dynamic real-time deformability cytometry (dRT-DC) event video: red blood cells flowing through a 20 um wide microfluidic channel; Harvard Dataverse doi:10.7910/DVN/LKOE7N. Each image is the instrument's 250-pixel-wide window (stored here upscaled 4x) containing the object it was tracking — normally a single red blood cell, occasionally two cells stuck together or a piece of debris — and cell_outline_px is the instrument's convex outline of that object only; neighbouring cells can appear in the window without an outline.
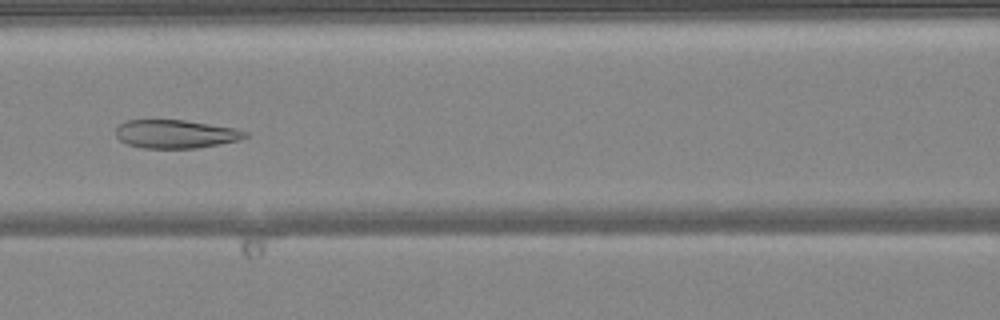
{"species": "common noctule bat (a hibernating species)", "species_latin": "Nyctalus noctula", "temperature_condition": "warm", "stored_images_in_passage": 48, "camera_frame_rate_fps": 3000, "um_per_image_px": 0.085, "animal": {"sex": "female", "body_mass_g": 24.6, "forearm_length_mm": 56.2}, "frame": {"image": 1, "passage_image": 21, "time_ms": 6.667, "image_size_px": [1000, 320], "cell_outline_px": [[248, 136], [240, 140], [220, 144], [196, 148], [144, 148], [128, 144], [120, 140], [116, 136], [116, 128], [120, 124], [128, 120], [184, 120], [232, 128], [248, 132]], "centroid_in_image_um": [14.93, 11.39], "position_along_channel_um": 151.7, "area_um2": 21.21}}
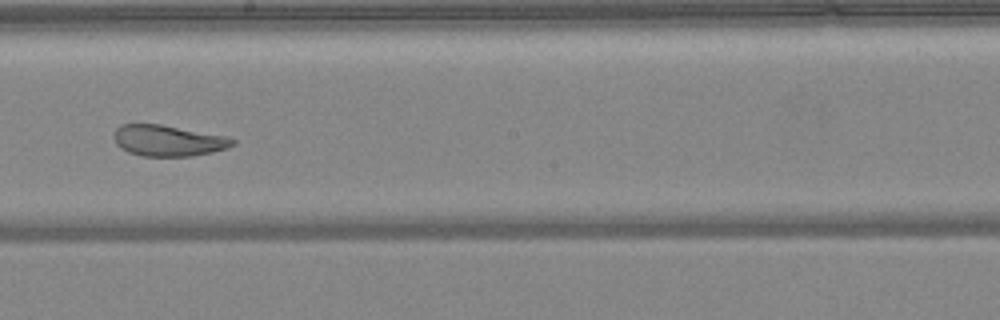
{"frame": {"image": 2, "passage_image": 27, "time_ms": 8.667, "image_size_px": [1000, 320], "cell_outline_px": [[236, 144], [228, 148], [212, 152], [192, 156], [144, 156], [128, 152], [120, 148], [116, 144], [112, 136], [116, 128], [120, 124], [160, 124], [224, 136], [236, 140]], "centroid_in_image_um": [14.26, 11.95], "position_along_channel_um": 233.9, "area_um2": 21.5}}
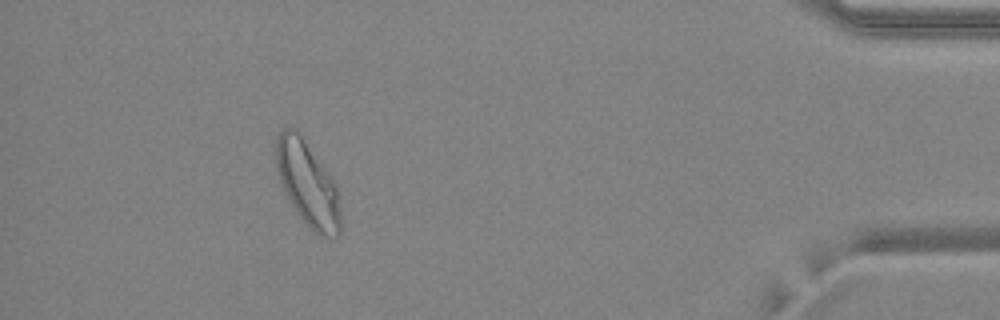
{"frame": {"image": 3, "passage_image": 44, "time_ms": 14.333, "image_size_px": [1000, 320], "cell_outline_px": [[340, 236], [332, 240], [328, 240], [320, 236], [300, 216], [284, 192], [276, 168], [276, 140], [280, 132], [284, 128], [292, 128], [300, 136], [332, 176], [336, 184], [340, 208]], "centroid_in_image_um": [26.18, 15.69], "position_along_channel_um": 409.0, "area_um2": 31.44}, "authors_computed_cell_mechanics": {"area_um2": 28.1197, "velocity_mm_per_s": 4.1198, "shape_relaxation_time_tau1_ms": 7.9179, "shape_relaxation_time_tau2_ms": 0.9972, "deformation_change_tau1": 0.1844, "deformation_change_tau2": 0.0711}}